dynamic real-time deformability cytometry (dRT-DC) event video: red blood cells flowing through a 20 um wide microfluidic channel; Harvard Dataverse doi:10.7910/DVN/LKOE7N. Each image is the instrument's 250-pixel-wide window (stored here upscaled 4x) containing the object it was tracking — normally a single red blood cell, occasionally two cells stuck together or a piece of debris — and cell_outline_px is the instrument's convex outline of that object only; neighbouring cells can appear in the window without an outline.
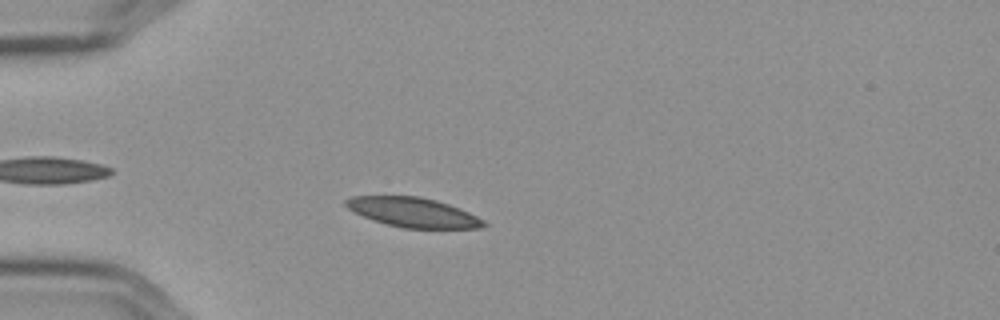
{"species": "Egyptian fruit bat (a non-hibernating species)", "species_latin": "Rousettus aegyptiacus", "temperature_condition": "cold", "stored_images_in_passage": 53, "camera_frame_rate_fps": 3000, "um_per_image_px": 0.085, "frame": {"image": 1, "passage_image": 12, "time_ms": 3.667, "image_size_px": [1000, 320], "cell_outline_px": [[488, 224], [484, 228], [404, 228], [372, 220], [352, 212], [344, 204], [344, 200], [352, 196], [420, 196], [436, 200], [460, 208], [484, 220]], "centroid_in_image_um": [35.1, 18.05], "position_along_channel_um": 49.9, "area_um2": 23.81}}
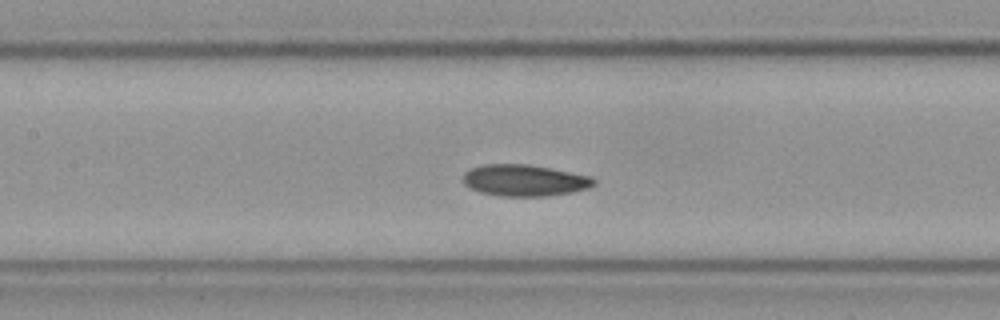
{"frame": {"image": 2, "passage_image": 23, "time_ms": 7.333, "image_size_px": [1000, 320], "cell_outline_px": [[596, 184], [588, 188], [572, 192], [548, 196], [500, 196], [480, 192], [464, 184], [464, 172], [472, 168], [484, 164], [528, 164], [592, 176], [596, 180]], "centroid_in_image_um": [44.61, 15.33], "position_along_channel_um": 162.8, "area_um2": 23.99}}
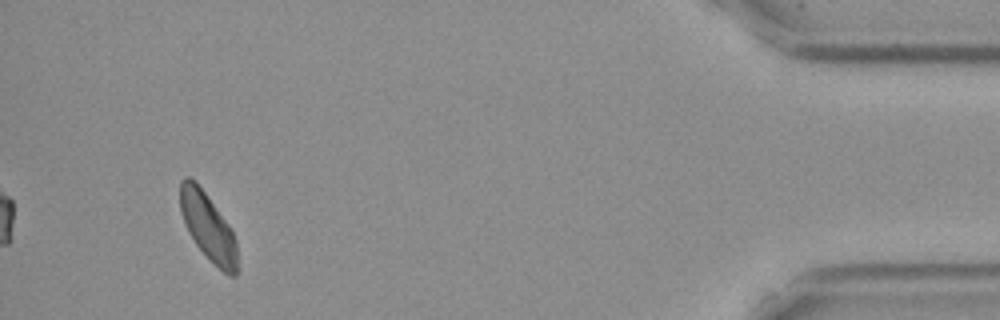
{"frame": {"image": 3, "passage_image": 50, "time_ms": 16.333, "image_size_px": [1000, 320], "cell_outline_px": [[236, 276], [228, 276], [196, 244], [188, 232], [180, 212], [180, 180], [184, 176], [188, 176], [196, 180], [228, 224], [236, 240]], "centroid_in_image_um": [17.64, 19.21], "position_along_channel_um": 417.6, "area_um2": 22.02}, "authors_computed_cell_mechanics": {"area_um2": 23.4668, "velocity_mm_per_s": 3.5512, "shape_relaxation_time_tau1_ms": 7.3003, "shape_relaxation_time_tau2_ms": 3.3783, "deformation_change_tau1": 0.1046, "deformation_change_tau2": 0.0865}}